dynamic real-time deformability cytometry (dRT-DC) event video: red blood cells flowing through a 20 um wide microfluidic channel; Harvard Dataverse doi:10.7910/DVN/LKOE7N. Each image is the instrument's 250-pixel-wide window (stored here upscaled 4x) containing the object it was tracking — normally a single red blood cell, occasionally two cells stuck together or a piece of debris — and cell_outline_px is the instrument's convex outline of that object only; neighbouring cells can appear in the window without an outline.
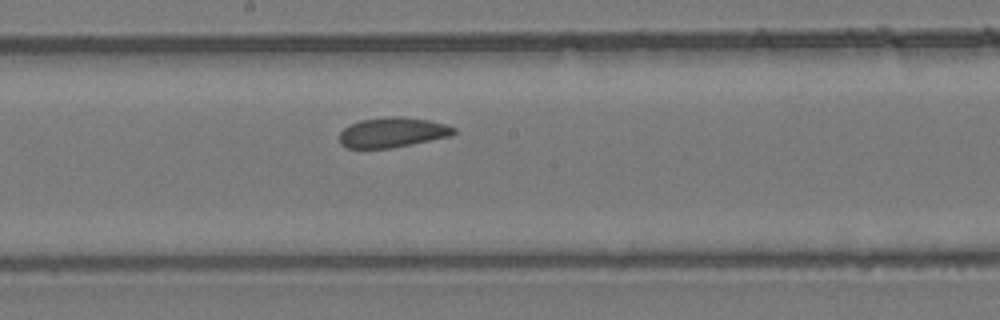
{"species": "common noctule bat (a hibernating species)", "species_latin": "Nyctalus noctula", "temperature_condition": "room temperature", "stored_images_in_passage": 9, "camera_frame_rate_fps": 3000, "um_per_image_px": 0.085, "animal": {"sex": "female", "body_mass_g": 24.6, "forearm_length_mm": 56.2}, "frame": {"image": 1, "passage_image": 8, "time_ms": 8.0, "image_size_px": [1000, 320], "cell_outline_px": [[456, 132], [452, 136], [392, 148], [344, 148], [340, 144], [340, 132], [344, 128], [360, 120], [388, 116], [400, 116], [428, 120], [444, 124], [456, 128]], "centroid_in_image_um": [33.36, 11.26], "position_along_channel_um": 214.8, "area_um2": 20.06}}